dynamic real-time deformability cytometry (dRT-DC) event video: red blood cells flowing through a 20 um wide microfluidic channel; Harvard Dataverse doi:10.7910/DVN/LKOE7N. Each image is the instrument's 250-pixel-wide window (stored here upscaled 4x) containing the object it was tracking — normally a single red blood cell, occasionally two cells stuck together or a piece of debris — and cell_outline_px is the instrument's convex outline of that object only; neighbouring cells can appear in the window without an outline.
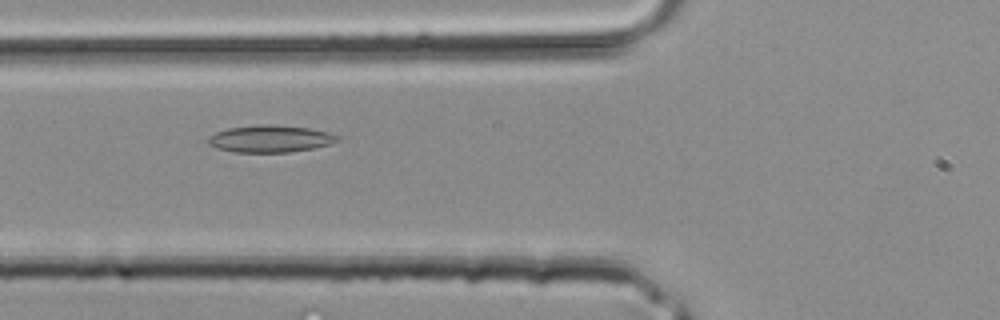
{"species": "common noctule bat (a hibernating species)", "species_latin": "Nyctalus noctula", "temperature_condition": "room temperature", "stored_images_in_passage": 3, "camera_frame_rate_fps": 3000, "um_per_image_px": 0.085, "animal": {"sex": "male", "body_mass_g": 20.4}, "frame": {"image": 1, "passage_image": 3, "time_ms": 0.667, "image_size_px": [1000, 320], "cell_outline_px": [[340, 140], [332, 144], [292, 152], [236, 152], [216, 148], [208, 144], [208, 136], [216, 132], [228, 128], [260, 124], [268, 124], [308, 128], [328, 132], [340, 136]], "centroid_in_image_um": [22.98, 11.79], "position_along_channel_um": 102.8, "area_um2": 20.46}}